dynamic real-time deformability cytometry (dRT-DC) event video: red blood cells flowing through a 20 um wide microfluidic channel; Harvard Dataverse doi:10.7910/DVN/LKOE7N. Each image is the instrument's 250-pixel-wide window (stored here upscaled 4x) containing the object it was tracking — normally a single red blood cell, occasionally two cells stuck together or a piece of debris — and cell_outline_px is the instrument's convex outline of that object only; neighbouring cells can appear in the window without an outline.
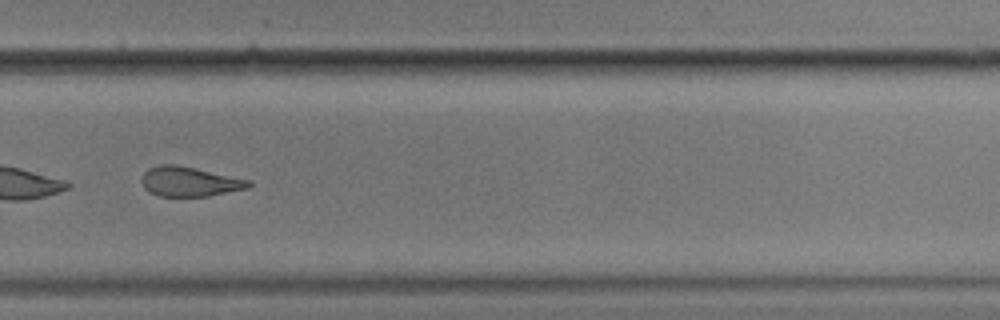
{"species": "common noctule bat (a hibernating species)", "species_latin": "Nyctalus noctula", "temperature_condition": "cold", "stored_images_in_passage": 28, "camera_frame_rate_fps": 3000, "um_per_image_px": 0.085, "animal": {"sex": "male", "body_mass_g": 17.9}, "frame": {"image": 1, "passage_image": 24, "time_ms": 7.667, "image_size_px": [1000, 320], "cell_outline_px": [[252, 184], [248, 188], [208, 196], [160, 196], [148, 192], [144, 188], [140, 180], [144, 172], [148, 168], [160, 164], [176, 164], [196, 168], [252, 180]], "centroid_in_image_um": [16.1, 15.43], "position_along_channel_um": 313.7, "area_um2": 18.73}}